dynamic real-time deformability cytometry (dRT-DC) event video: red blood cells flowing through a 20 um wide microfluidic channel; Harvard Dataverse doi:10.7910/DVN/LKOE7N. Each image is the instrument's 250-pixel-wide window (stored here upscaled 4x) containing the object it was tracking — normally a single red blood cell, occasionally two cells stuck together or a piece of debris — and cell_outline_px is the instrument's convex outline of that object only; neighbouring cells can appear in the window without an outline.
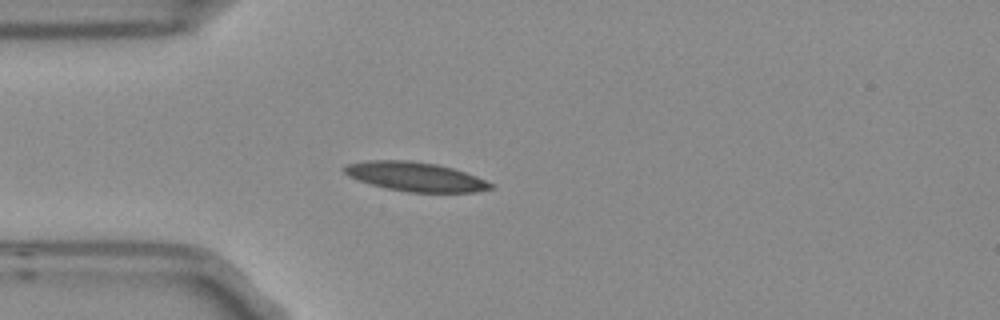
{"species": "Egyptian fruit bat (a non-hibernating species)", "species_latin": "Rousettus aegyptiacus", "temperature_condition": "room temperature", "stored_images_in_passage": 4, "camera_frame_rate_fps": 3000, "um_per_image_px": 0.085, "frame": {"image": 1, "passage_image": 3, "time_ms": 0.667, "image_size_px": [1000, 320], "cell_outline_px": [[496, 188], [476, 192], [408, 192], [384, 188], [348, 176], [340, 168], [344, 164], [368, 160], [412, 160], [436, 164], [452, 168], [476, 176], [496, 184]], "centroid_in_image_um": [35.31, 15.01], "position_along_channel_um": 49.7, "area_um2": 25.14}}